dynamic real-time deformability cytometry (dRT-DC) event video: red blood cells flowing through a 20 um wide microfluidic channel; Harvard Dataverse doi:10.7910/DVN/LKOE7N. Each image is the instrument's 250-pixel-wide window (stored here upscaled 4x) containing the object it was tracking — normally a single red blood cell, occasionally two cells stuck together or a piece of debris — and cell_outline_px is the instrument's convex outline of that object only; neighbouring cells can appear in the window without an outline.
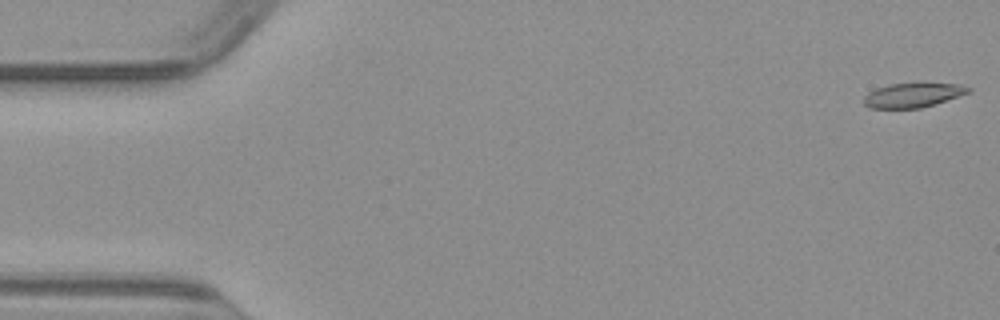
{"species": "common noctule bat (a hibernating species)", "species_latin": "Nyctalus noctula", "temperature_condition": "warm", "stored_images_in_passage": 50, "camera_frame_rate_fps": 3000, "um_per_image_px": 0.085, "animal": {"sex": "male", "body_mass_g": 23.1, "forearm_length_mm": 52.7}, "frame": {"image": 1, "passage_image": 1, "time_ms": 0.0, "image_size_px": [1000, 320], "cell_outline_px": [[972, 92], [920, 108], [868, 108], [864, 104], [864, 96], [868, 92], [876, 88], [888, 84], [960, 84], [972, 88]], "centroid_in_image_um": [77.58, 8.09], "position_along_channel_um": 7.4, "area_um2": 14.68}}
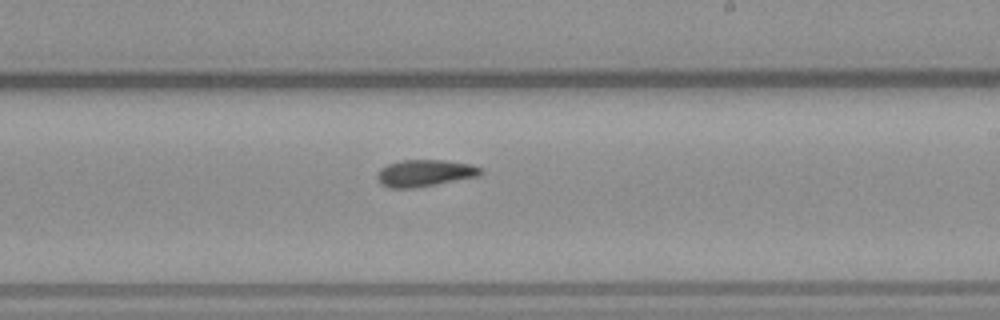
{"frame": {"image": 2, "passage_image": 29, "time_ms": 9.333, "image_size_px": [1000, 320], "cell_outline_px": [[484, 172], [480, 176], [436, 184], [412, 188], [388, 188], [380, 184], [376, 176], [380, 168], [388, 164], [400, 160], [444, 160], [472, 164], [484, 168]], "centroid_in_image_um": [36.13, 14.71], "position_along_channel_um": 252.9, "area_um2": 16.42}}
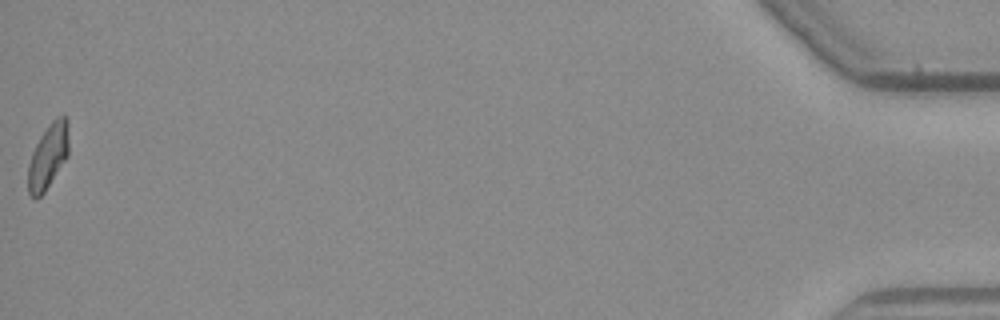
{"frame": {"image": 3, "passage_image": 50, "time_ms": 16.333, "image_size_px": [1000, 320], "cell_outline_px": [[68, 156], [44, 192], [36, 200], [28, 192], [28, 164], [32, 152], [40, 136], [48, 124], [56, 116], [64, 116], [68, 120]], "centroid_in_image_um": [4.09, 13.26], "position_along_channel_um": 431.1, "area_um2": 15.37}}